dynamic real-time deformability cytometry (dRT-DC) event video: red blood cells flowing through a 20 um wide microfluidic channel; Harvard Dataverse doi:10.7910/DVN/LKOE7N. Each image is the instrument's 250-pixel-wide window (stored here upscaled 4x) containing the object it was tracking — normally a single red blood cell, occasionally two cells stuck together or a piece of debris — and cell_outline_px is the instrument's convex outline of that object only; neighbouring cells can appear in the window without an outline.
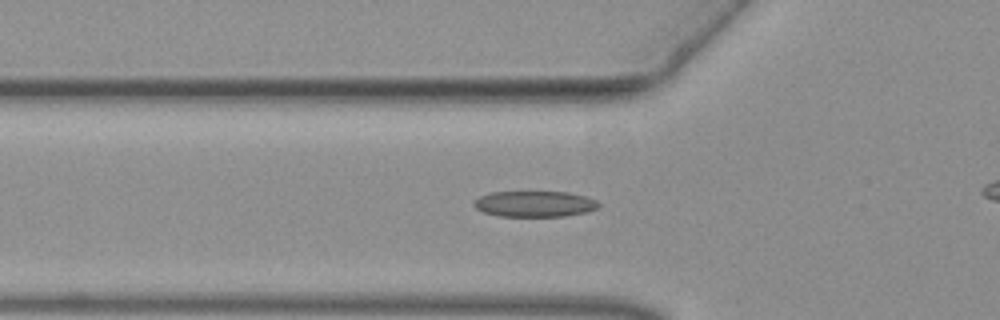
{"species": "common noctule bat (a hibernating species)", "species_latin": "Nyctalus noctula", "temperature_condition": "warm", "stored_images_in_passage": 46, "camera_frame_rate_fps": 3000, "um_per_image_px": 0.085, "animal": {"sex": "female", "body_mass_g": 19.3, "forearm_length_mm": 54.1}, "frame": {"image": 1, "passage_image": 18, "time_ms": 5.667, "image_size_px": [1000, 320], "cell_outline_px": [[600, 208], [588, 212], [564, 216], [500, 216], [484, 212], [476, 208], [472, 204], [480, 196], [492, 192], [568, 192], [588, 196], [596, 200], [600, 204]], "centroid_in_image_um": [45.51, 17.33], "position_along_channel_um": 80.3, "area_um2": 18.9}}
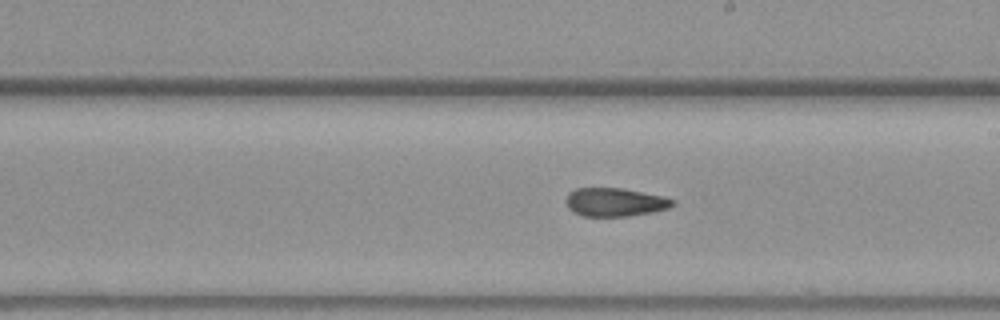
{"frame": {"image": 2, "passage_image": 30, "time_ms": 9.667, "image_size_px": [1000, 320], "cell_outline_px": [[676, 204], [668, 208], [652, 212], [628, 216], [580, 216], [572, 212], [568, 208], [564, 200], [568, 192], [576, 188], [620, 188], [664, 196], [676, 200]], "centroid_in_image_um": [52.24, 17.18], "position_along_channel_um": 236.8, "area_um2": 17.92}}
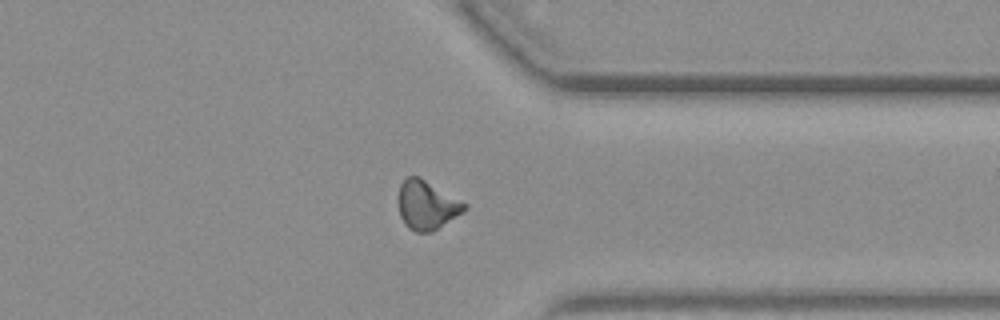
{"frame": {"image": 3, "passage_image": 41, "time_ms": 13.333, "image_size_px": [1000, 320], "cell_outline_px": [[468, 208], [464, 212], [432, 232], [416, 232], [408, 228], [404, 224], [400, 216], [396, 200], [400, 184], [408, 176], [416, 176], [424, 180], [468, 204]], "centroid_in_image_um": [36.25, 17.46], "position_along_channel_um": 375.2, "area_um2": 18.96}}